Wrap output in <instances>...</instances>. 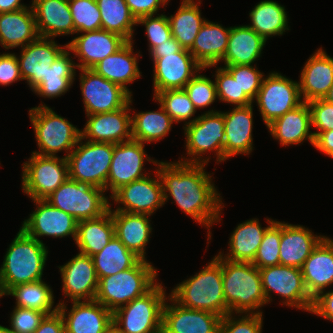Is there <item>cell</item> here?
Here are the masks:
<instances>
[{
  "label": "cell",
  "mask_w": 333,
  "mask_h": 333,
  "mask_svg": "<svg viewBox=\"0 0 333 333\" xmlns=\"http://www.w3.org/2000/svg\"><path fill=\"white\" fill-rule=\"evenodd\" d=\"M155 169L161 179L164 203L171 197L183 213L207 228V244L211 227L220 223L225 204L215 187L213 176L205 171L207 164L158 161Z\"/></svg>",
  "instance_id": "cell-1"
},
{
  "label": "cell",
  "mask_w": 333,
  "mask_h": 333,
  "mask_svg": "<svg viewBox=\"0 0 333 333\" xmlns=\"http://www.w3.org/2000/svg\"><path fill=\"white\" fill-rule=\"evenodd\" d=\"M169 296L185 308L206 310L221 317L228 314L223 292L222 256L216 254L199 272L177 284Z\"/></svg>",
  "instance_id": "cell-2"
},
{
  "label": "cell",
  "mask_w": 333,
  "mask_h": 333,
  "mask_svg": "<svg viewBox=\"0 0 333 333\" xmlns=\"http://www.w3.org/2000/svg\"><path fill=\"white\" fill-rule=\"evenodd\" d=\"M21 228L10 243L0 267V293L14 286L42 280L49 250Z\"/></svg>",
  "instance_id": "cell-3"
},
{
  "label": "cell",
  "mask_w": 333,
  "mask_h": 333,
  "mask_svg": "<svg viewBox=\"0 0 333 333\" xmlns=\"http://www.w3.org/2000/svg\"><path fill=\"white\" fill-rule=\"evenodd\" d=\"M223 292L229 313L263 314L267 304L261 274L250 262H236L222 257Z\"/></svg>",
  "instance_id": "cell-4"
},
{
  "label": "cell",
  "mask_w": 333,
  "mask_h": 333,
  "mask_svg": "<svg viewBox=\"0 0 333 333\" xmlns=\"http://www.w3.org/2000/svg\"><path fill=\"white\" fill-rule=\"evenodd\" d=\"M157 277V268L148 260H140L134 267L99 279L94 300L113 313L148 292L158 282Z\"/></svg>",
  "instance_id": "cell-5"
},
{
  "label": "cell",
  "mask_w": 333,
  "mask_h": 333,
  "mask_svg": "<svg viewBox=\"0 0 333 333\" xmlns=\"http://www.w3.org/2000/svg\"><path fill=\"white\" fill-rule=\"evenodd\" d=\"M28 112L38 146L32 153L58 156L57 153L65 151L63 157L67 158L81 139V130L43 102Z\"/></svg>",
  "instance_id": "cell-6"
},
{
  "label": "cell",
  "mask_w": 333,
  "mask_h": 333,
  "mask_svg": "<svg viewBox=\"0 0 333 333\" xmlns=\"http://www.w3.org/2000/svg\"><path fill=\"white\" fill-rule=\"evenodd\" d=\"M186 155L179 158L182 163L207 164L213 152L216 164L224 162V119L222 111L208 110L198 115L192 123L183 126ZM206 157H205V156Z\"/></svg>",
  "instance_id": "cell-7"
},
{
  "label": "cell",
  "mask_w": 333,
  "mask_h": 333,
  "mask_svg": "<svg viewBox=\"0 0 333 333\" xmlns=\"http://www.w3.org/2000/svg\"><path fill=\"white\" fill-rule=\"evenodd\" d=\"M166 288L158 281L144 295L115 310L113 323L123 333H161L163 306L169 296Z\"/></svg>",
  "instance_id": "cell-8"
},
{
  "label": "cell",
  "mask_w": 333,
  "mask_h": 333,
  "mask_svg": "<svg viewBox=\"0 0 333 333\" xmlns=\"http://www.w3.org/2000/svg\"><path fill=\"white\" fill-rule=\"evenodd\" d=\"M105 192L88 182L72 180L68 177L45 200L72 215L77 221H81L100 217L109 210L112 204Z\"/></svg>",
  "instance_id": "cell-9"
},
{
  "label": "cell",
  "mask_w": 333,
  "mask_h": 333,
  "mask_svg": "<svg viewBox=\"0 0 333 333\" xmlns=\"http://www.w3.org/2000/svg\"><path fill=\"white\" fill-rule=\"evenodd\" d=\"M113 148L112 143L91 142L81 138L67 157L69 178L88 182L107 192Z\"/></svg>",
  "instance_id": "cell-10"
},
{
  "label": "cell",
  "mask_w": 333,
  "mask_h": 333,
  "mask_svg": "<svg viewBox=\"0 0 333 333\" xmlns=\"http://www.w3.org/2000/svg\"><path fill=\"white\" fill-rule=\"evenodd\" d=\"M22 165L21 188L31 200H43L69 177L68 161L63 156L32 153Z\"/></svg>",
  "instance_id": "cell-11"
},
{
  "label": "cell",
  "mask_w": 333,
  "mask_h": 333,
  "mask_svg": "<svg viewBox=\"0 0 333 333\" xmlns=\"http://www.w3.org/2000/svg\"><path fill=\"white\" fill-rule=\"evenodd\" d=\"M259 271L267 304L273 301L271 297L276 293L282 298L280 305L311 313L314 299L306 289L301 268L275 265Z\"/></svg>",
  "instance_id": "cell-12"
},
{
  "label": "cell",
  "mask_w": 333,
  "mask_h": 333,
  "mask_svg": "<svg viewBox=\"0 0 333 333\" xmlns=\"http://www.w3.org/2000/svg\"><path fill=\"white\" fill-rule=\"evenodd\" d=\"M254 102L257 103L262 121L267 126L303 103L299 82L272 71L265 75Z\"/></svg>",
  "instance_id": "cell-13"
},
{
  "label": "cell",
  "mask_w": 333,
  "mask_h": 333,
  "mask_svg": "<svg viewBox=\"0 0 333 333\" xmlns=\"http://www.w3.org/2000/svg\"><path fill=\"white\" fill-rule=\"evenodd\" d=\"M157 164L159 160L151 158L145 151V144L136 140H129L114 144L113 156L107 178V192L109 198L122 186L135 180L142 179L151 172H146L144 163Z\"/></svg>",
  "instance_id": "cell-14"
},
{
  "label": "cell",
  "mask_w": 333,
  "mask_h": 333,
  "mask_svg": "<svg viewBox=\"0 0 333 333\" xmlns=\"http://www.w3.org/2000/svg\"><path fill=\"white\" fill-rule=\"evenodd\" d=\"M79 72L85 115L113 112L129 102L131 95L120 85L96 74L92 69H79Z\"/></svg>",
  "instance_id": "cell-15"
},
{
  "label": "cell",
  "mask_w": 333,
  "mask_h": 333,
  "mask_svg": "<svg viewBox=\"0 0 333 333\" xmlns=\"http://www.w3.org/2000/svg\"><path fill=\"white\" fill-rule=\"evenodd\" d=\"M148 176L135 180L118 189L110 200L116 203V209L111 211H123L133 214L151 215L165 205L161 179L157 170ZM122 206H121V205Z\"/></svg>",
  "instance_id": "cell-16"
},
{
  "label": "cell",
  "mask_w": 333,
  "mask_h": 333,
  "mask_svg": "<svg viewBox=\"0 0 333 333\" xmlns=\"http://www.w3.org/2000/svg\"><path fill=\"white\" fill-rule=\"evenodd\" d=\"M154 64L153 97L161 91L184 89L203 67L188 49L174 54H149Z\"/></svg>",
  "instance_id": "cell-17"
},
{
  "label": "cell",
  "mask_w": 333,
  "mask_h": 333,
  "mask_svg": "<svg viewBox=\"0 0 333 333\" xmlns=\"http://www.w3.org/2000/svg\"><path fill=\"white\" fill-rule=\"evenodd\" d=\"M36 208L21 225V229L30 237L43 243L44 237L76 240L78 221L70 214L52 206L47 200H32Z\"/></svg>",
  "instance_id": "cell-18"
},
{
  "label": "cell",
  "mask_w": 333,
  "mask_h": 333,
  "mask_svg": "<svg viewBox=\"0 0 333 333\" xmlns=\"http://www.w3.org/2000/svg\"><path fill=\"white\" fill-rule=\"evenodd\" d=\"M133 98L123 107L113 112L86 115V123L81 129V138L91 142L118 144L132 139L131 113Z\"/></svg>",
  "instance_id": "cell-19"
},
{
  "label": "cell",
  "mask_w": 333,
  "mask_h": 333,
  "mask_svg": "<svg viewBox=\"0 0 333 333\" xmlns=\"http://www.w3.org/2000/svg\"><path fill=\"white\" fill-rule=\"evenodd\" d=\"M221 319L206 310L185 308L168 296L162 311L161 333H219Z\"/></svg>",
  "instance_id": "cell-20"
},
{
  "label": "cell",
  "mask_w": 333,
  "mask_h": 333,
  "mask_svg": "<svg viewBox=\"0 0 333 333\" xmlns=\"http://www.w3.org/2000/svg\"><path fill=\"white\" fill-rule=\"evenodd\" d=\"M62 278V293L70 301L95 299L98 277L92 257L78 252L67 263L58 266Z\"/></svg>",
  "instance_id": "cell-21"
},
{
  "label": "cell",
  "mask_w": 333,
  "mask_h": 333,
  "mask_svg": "<svg viewBox=\"0 0 333 333\" xmlns=\"http://www.w3.org/2000/svg\"><path fill=\"white\" fill-rule=\"evenodd\" d=\"M76 35L67 43V47L72 51V56L78 58V69H91L128 42L122 36L104 29Z\"/></svg>",
  "instance_id": "cell-22"
},
{
  "label": "cell",
  "mask_w": 333,
  "mask_h": 333,
  "mask_svg": "<svg viewBox=\"0 0 333 333\" xmlns=\"http://www.w3.org/2000/svg\"><path fill=\"white\" fill-rule=\"evenodd\" d=\"M59 301L65 333H105L113 323V313L96 300L71 301L68 310L67 301Z\"/></svg>",
  "instance_id": "cell-23"
},
{
  "label": "cell",
  "mask_w": 333,
  "mask_h": 333,
  "mask_svg": "<svg viewBox=\"0 0 333 333\" xmlns=\"http://www.w3.org/2000/svg\"><path fill=\"white\" fill-rule=\"evenodd\" d=\"M66 47L67 43L60 45L55 39L39 37L20 48V55H17L20 74L32 91L41 83L48 68Z\"/></svg>",
  "instance_id": "cell-24"
},
{
  "label": "cell",
  "mask_w": 333,
  "mask_h": 333,
  "mask_svg": "<svg viewBox=\"0 0 333 333\" xmlns=\"http://www.w3.org/2000/svg\"><path fill=\"white\" fill-rule=\"evenodd\" d=\"M222 111L224 119V161L236 155H250L253 146V106Z\"/></svg>",
  "instance_id": "cell-25"
},
{
  "label": "cell",
  "mask_w": 333,
  "mask_h": 333,
  "mask_svg": "<svg viewBox=\"0 0 333 333\" xmlns=\"http://www.w3.org/2000/svg\"><path fill=\"white\" fill-rule=\"evenodd\" d=\"M299 89L303 102L323 99L333 85V57L322 47L307 59L299 76Z\"/></svg>",
  "instance_id": "cell-26"
},
{
  "label": "cell",
  "mask_w": 333,
  "mask_h": 333,
  "mask_svg": "<svg viewBox=\"0 0 333 333\" xmlns=\"http://www.w3.org/2000/svg\"><path fill=\"white\" fill-rule=\"evenodd\" d=\"M266 127L273 139L277 140L281 146H297L303 144L305 140L314 145V134L310 131L313 128H311L308 102H303L295 109L286 112Z\"/></svg>",
  "instance_id": "cell-27"
},
{
  "label": "cell",
  "mask_w": 333,
  "mask_h": 333,
  "mask_svg": "<svg viewBox=\"0 0 333 333\" xmlns=\"http://www.w3.org/2000/svg\"><path fill=\"white\" fill-rule=\"evenodd\" d=\"M134 41H128L122 48L98 62L91 69L107 80L120 85L131 96L132 91L128 88L135 80L140 79L142 72L138 66L139 57L142 55L133 49Z\"/></svg>",
  "instance_id": "cell-28"
},
{
  "label": "cell",
  "mask_w": 333,
  "mask_h": 333,
  "mask_svg": "<svg viewBox=\"0 0 333 333\" xmlns=\"http://www.w3.org/2000/svg\"><path fill=\"white\" fill-rule=\"evenodd\" d=\"M304 283L314 299L333 285V239L325 236L301 267Z\"/></svg>",
  "instance_id": "cell-29"
},
{
  "label": "cell",
  "mask_w": 333,
  "mask_h": 333,
  "mask_svg": "<svg viewBox=\"0 0 333 333\" xmlns=\"http://www.w3.org/2000/svg\"><path fill=\"white\" fill-rule=\"evenodd\" d=\"M37 31L40 37L55 39L74 35V22L68 0H32Z\"/></svg>",
  "instance_id": "cell-30"
},
{
  "label": "cell",
  "mask_w": 333,
  "mask_h": 333,
  "mask_svg": "<svg viewBox=\"0 0 333 333\" xmlns=\"http://www.w3.org/2000/svg\"><path fill=\"white\" fill-rule=\"evenodd\" d=\"M324 237L308 227L281 221L280 265L301 268Z\"/></svg>",
  "instance_id": "cell-31"
},
{
  "label": "cell",
  "mask_w": 333,
  "mask_h": 333,
  "mask_svg": "<svg viewBox=\"0 0 333 333\" xmlns=\"http://www.w3.org/2000/svg\"><path fill=\"white\" fill-rule=\"evenodd\" d=\"M115 236L126 248L147 261L146 247L152 234L151 215L111 211Z\"/></svg>",
  "instance_id": "cell-32"
},
{
  "label": "cell",
  "mask_w": 333,
  "mask_h": 333,
  "mask_svg": "<svg viewBox=\"0 0 333 333\" xmlns=\"http://www.w3.org/2000/svg\"><path fill=\"white\" fill-rule=\"evenodd\" d=\"M265 220L267 222L266 227H262L257 218L239 223L230 235L228 252L224 254L223 251H219V254L230 261L252 263L266 230L276 221L271 217Z\"/></svg>",
  "instance_id": "cell-33"
},
{
  "label": "cell",
  "mask_w": 333,
  "mask_h": 333,
  "mask_svg": "<svg viewBox=\"0 0 333 333\" xmlns=\"http://www.w3.org/2000/svg\"><path fill=\"white\" fill-rule=\"evenodd\" d=\"M39 37L31 5L18 11L0 13V45L3 49H20Z\"/></svg>",
  "instance_id": "cell-34"
},
{
  "label": "cell",
  "mask_w": 333,
  "mask_h": 333,
  "mask_svg": "<svg viewBox=\"0 0 333 333\" xmlns=\"http://www.w3.org/2000/svg\"><path fill=\"white\" fill-rule=\"evenodd\" d=\"M229 35L230 27L207 19L189 51L203 68L217 65L224 57Z\"/></svg>",
  "instance_id": "cell-35"
},
{
  "label": "cell",
  "mask_w": 333,
  "mask_h": 333,
  "mask_svg": "<svg viewBox=\"0 0 333 333\" xmlns=\"http://www.w3.org/2000/svg\"><path fill=\"white\" fill-rule=\"evenodd\" d=\"M266 40L248 25L230 27L228 45L223 65H253L262 57Z\"/></svg>",
  "instance_id": "cell-36"
},
{
  "label": "cell",
  "mask_w": 333,
  "mask_h": 333,
  "mask_svg": "<svg viewBox=\"0 0 333 333\" xmlns=\"http://www.w3.org/2000/svg\"><path fill=\"white\" fill-rule=\"evenodd\" d=\"M72 54V51L66 47L48 68L41 83L32 92L44 99L58 98L66 94L73 86L77 76V62H74Z\"/></svg>",
  "instance_id": "cell-37"
},
{
  "label": "cell",
  "mask_w": 333,
  "mask_h": 333,
  "mask_svg": "<svg viewBox=\"0 0 333 333\" xmlns=\"http://www.w3.org/2000/svg\"><path fill=\"white\" fill-rule=\"evenodd\" d=\"M114 236L110 205L100 217L78 221L75 244L80 253L92 257L103 250Z\"/></svg>",
  "instance_id": "cell-38"
},
{
  "label": "cell",
  "mask_w": 333,
  "mask_h": 333,
  "mask_svg": "<svg viewBox=\"0 0 333 333\" xmlns=\"http://www.w3.org/2000/svg\"><path fill=\"white\" fill-rule=\"evenodd\" d=\"M287 13L277 1L262 0L250 10L248 26L267 41L290 30Z\"/></svg>",
  "instance_id": "cell-39"
},
{
  "label": "cell",
  "mask_w": 333,
  "mask_h": 333,
  "mask_svg": "<svg viewBox=\"0 0 333 333\" xmlns=\"http://www.w3.org/2000/svg\"><path fill=\"white\" fill-rule=\"evenodd\" d=\"M200 4L201 0H182L176 13L167 16L172 37L184 49L192 47L201 26L207 20L202 17Z\"/></svg>",
  "instance_id": "cell-40"
},
{
  "label": "cell",
  "mask_w": 333,
  "mask_h": 333,
  "mask_svg": "<svg viewBox=\"0 0 333 333\" xmlns=\"http://www.w3.org/2000/svg\"><path fill=\"white\" fill-rule=\"evenodd\" d=\"M160 106L156 111H140L131 114L132 139L146 143L163 140L172 129L174 121Z\"/></svg>",
  "instance_id": "cell-41"
},
{
  "label": "cell",
  "mask_w": 333,
  "mask_h": 333,
  "mask_svg": "<svg viewBox=\"0 0 333 333\" xmlns=\"http://www.w3.org/2000/svg\"><path fill=\"white\" fill-rule=\"evenodd\" d=\"M5 295L15 298L17 307L37 310L46 315L57 312L59 308L58 303L54 306L51 286L43 279L14 286Z\"/></svg>",
  "instance_id": "cell-42"
},
{
  "label": "cell",
  "mask_w": 333,
  "mask_h": 333,
  "mask_svg": "<svg viewBox=\"0 0 333 333\" xmlns=\"http://www.w3.org/2000/svg\"><path fill=\"white\" fill-rule=\"evenodd\" d=\"M98 279L134 267L141 259L114 236L106 247L92 256Z\"/></svg>",
  "instance_id": "cell-43"
},
{
  "label": "cell",
  "mask_w": 333,
  "mask_h": 333,
  "mask_svg": "<svg viewBox=\"0 0 333 333\" xmlns=\"http://www.w3.org/2000/svg\"><path fill=\"white\" fill-rule=\"evenodd\" d=\"M101 13V29L116 33L127 41L135 37L136 18L125 0H96Z\"/></svg>",
  "instance_id": "cell-44"
},
{
  "label": "cell",
  "mask_w": 333,
  "mask_h": 333,
  "mask_svg": "<svg viewBox=\"0 0 333 333\" xmlns=\"http://www.w3.org/2000/svg\"><path fill=\"white\" fill-rule=\"evenodd\" d=\"M152 100H155L164 108L174 123L183 122V126H186L197 119V117L194 118L197 109L185 89L161 91Z\"/></svg>",
  "instance_id": "cell-45"
},
{
  "label": "cell",
  "mask_w": 333,
  "mask_h": 333,
  "mask_svg": "<svg viewBox=\"0 0 333 333\" xmlns=\"http://www.w3.org/2000/svg\"><path fill=\"white\" fill-rule=\"evenodd\" d=\"M216 68L215 74V86L217 99L220 102L227 104H232L234 107L249 106L253 104V100L244 92L240 90L237 80L232 76V74L223 66L220 65H210L207 68Z\"/></svg>",
  "instance_id": "cell-46"
},
{
  "label": "cell",
  "mask_w": 333,
  "mask_h": 333,
  "mask_svg": "<svg viewBox=\"0 0 333 333\" xmlns=\"http://www.w3.org/2000/svg\"><path fill=\"white\" fill-rule=\"evenodd\" d=\"M74 34L101 29V13L96 0H68Z\"/></svg>",
  "instance_id": "cell-47"
},
{
  "label": "cell",
  "mask_w": 333,
  "mask_h": 333,
  "mask_svg": "<svg viewBox=\"0 0 333 333\" xmlns=\"http://www.w3.org/2000/svg\"><path fill=\"white\" fill-rule=\"evenodd\" d=\"M281 221H275L265 232L252 264L258 269L280 265Z\"/></svg>",
  "instance_id": "cell-48"
},
{
  "label": "cell",
  "mask_w": 333,
  "mask_h": 333,
  "mask_svg": "<svg viewBox=\"0 0 333 333\" xmlns=\"http://www.w3.org/2000/svg\"><path fill=\"white\" fill-rule=\"evenodd\" d=\"M204 70L206 71L205 68L199 70V72L184 87L196 109L207 108L218 100L214 80H211L204 74H200L201 71Z\"/></svg>",
  "instance_id": "cell-49"
},
{
  "label": "cell",
  "mask_w": 333,
  "mask_h": 333,
  "mask_svg": "<svg viewBox=\"0 0 333 333\" xmlns=\"http://www.w3.org/2000/svg\"><path fill=\"white\" fill-rule=\"evenodd\" d=\"M263 314L228 313L222 317L219 333H262Z\"/></svg>",
  "instance_id": "cell-50"
},
{
  "label": "cell",
  "mask_w": 333,
  "mask_h": 333,
  "mask_svg": "<svg viewBox=\"0 0 333 333\" xmlns=\"http://www.w3.org/2000/svg\"><path fill=\"white\" fill-rule=\"evenodd\" d=\"M156 14L144 16L137 19L136 25L145 26V33L148 41V51L150 52L157 45L172 38L170 23L166 14Z\"/></svg>",
  "instance_id": "cell-51"
},
{
  "label": "cell",
  "mask_w": 333,
  "mask_h": 333,
  "mask_svg": "<svg viewBox=\"0 0 333 333\" xmlns=\"http://www.w3.org/2000/svg\"><path fill=\"white\" fill-rule=\"evenodd\" d=\"M237 80L240 90L244 91L252 100L261 88L265 74L255 65H224Z\"/></svg>",
  "instance_id": "cell-52"
},
{
  "label": "cell",
  "mask_w": 333,
  "mask_h": 333,
  "mask_svg": "<svg viewBox=\"0 0 333 333\" xmlns=\"http://www.w3.org/2000/svg\"><path fill=\"white\" fill-rule=\"evenodd\" d=\"M45 313L15 306L10 314V330L13 333H33L40 325Z\"/></svg>",
  "instance_id": "cell-53"
},
{
  "label": "cell",
  "mask_w": 333,
  "mask_h": 333,
  "mask_svg": "<svg viewBox=\"0 0 333 333\" xmlns=\"http://www.w3.org/2000/svg\"><path fill=\"white\" fill-rule=\"evenodd\" d=\"M312 127L318 131H313L314 138L324 131L333 130V104L324 99H314L308 102Z\"/></svg>",
  "instance_id": "cell-54"
},
{
  "label": "cell",
  "mask_w": 333,
  "mask_h": 333,
  "mask_svg": "<svg viewBox=\"0 0 333 333\" xmlns=\"http://www.w3.org/2000/svg\"><path fill=\"white\" fill-rule=\"evenodd\" d=\"M21 80L17 55L11 52L0 53V85L9 86Z\"/></svg>",
  "instance_id": "cell-55"
},
{
  "label": "cell",
  "mask_w": 333,
  "mask_h": 333,
  "mask_svg": "<svg viewBox=\"0 0 333 333\" xmlns=\"http://www.w3.org/2000/svg\"><path fill=\"white\" fill-rule=\"evenodd\" d=\"M130 12L137 19L144 16L156 15L161 7H166L169 0H125Z\"/></svg>",
  "instance_id": "cell-56"
},
{
  "label": "cell",
  "mask_w": 333,
  "mask_h": 333,
  "mask_svg": "<svg viewBox=\"0 0 333 333\" xmlns=\"http://www.w3.org/2000/svg\"><path fill=\"white\" fill-rule=\"evenodd\" d=\"M311 314L333 322V290H325L314 298Z\"/></svg>",
  "instance_id": "cell-57"
},
{
  "label": "cell",
  "mask_w": 333,
  "mask_h": 333,
  "mask_svg": "<svg viewBox=\"0 0 333 333\" xmlns=\"http://www.w3.org/2000/svg\"><path fill=\"white\" fill-rule=\"evenodd\" d=\"M33 333H65L64 321L60 312L46 315Z\"/></svg>",
  "instance_id": "cell-58"
},
{
  "label": "cell",
  "mask_w": 333,
  "mask_h": 333,
  "mask_svg": "<svg viewBox=\"0 0 333 333\" xmlns=\"http://www.w3.org/2000/svg\"><path fill=\"white\" fill-rule=\"evenodd\" d=\"M317 150L322 152L324 155H328V157L333 156V130L320 132L314 138V145Z\"/></svg>",
  "instance_id": "cell-59"
},
{
  "label": "cell",
  "mask_w": 333,
  "mask_h": 333,
  "mask_svg": "<svg viewBox=\"0 0 333 333\" xmlns=\"http://www.w3.org/2000/svg\"><path fill=\"white\" fill-rule=\"evenodd\" d=\"M183 47L175 40L174 37L166 40L160 45L154 47L149 54H174L180 52Z\"/></svg>",
  "instance_id": "cell-60"
},
{
  "label": "cell",
  "mask_w": 333,
  "mask_h": 333,
  "mask_svg": "<svg viewBox=\"0 0 333 333\" xmlns=\"http://www.w3.org/2000/svg\"><path fill=\"white\" fill-rule=\"evenodd\" d=\"M29 7L21 0H0V13L14 12Z\"/></svg>",
  "instance_id": "cell-61"
},
{
  "label": "cell",
  "mask_w": 333,
  "mask_h": 333,
  "mask_svg": "<svg viewBox=\"0 0 333 333\" xmlns=\"http://www.w3.org/2000/svg\"><path fill=\"white\" fill-rule=\"evenodd\" d=\"M323 99L328 103L333 104V85Z\"/></svg>",
  "instance_id": "cell-62"
},
{
  "label": "cell",
  "mask_w": 333,
  "mask_h": 333,
  "mask_svg": "<svg viewBox=\"0 0 333 333\" xmlns=\"http://www.w3.org/2000/svg\"><path fill=\"white\" fill-rule=\"evenodd\" d=\"M105 333H123V332L114 323H112Z\"/></svg>",
  "instance_id": "cell-63"
},
{
  "label": "cell",
  "mask_w": 333,
  "mask_h": 333,
  "mask_svg": "<svg viewBox=\"0 0 333 333\" xmlns=\"http://www.w3.org/2000/svg\"><path fill=\"white\" fill-rule=\"evenodd\" d=\"M0 333H13V332L9 329V327L0 325Z\"/></svg>",
  "instance_id": "cell-64"
}]
</instances>
